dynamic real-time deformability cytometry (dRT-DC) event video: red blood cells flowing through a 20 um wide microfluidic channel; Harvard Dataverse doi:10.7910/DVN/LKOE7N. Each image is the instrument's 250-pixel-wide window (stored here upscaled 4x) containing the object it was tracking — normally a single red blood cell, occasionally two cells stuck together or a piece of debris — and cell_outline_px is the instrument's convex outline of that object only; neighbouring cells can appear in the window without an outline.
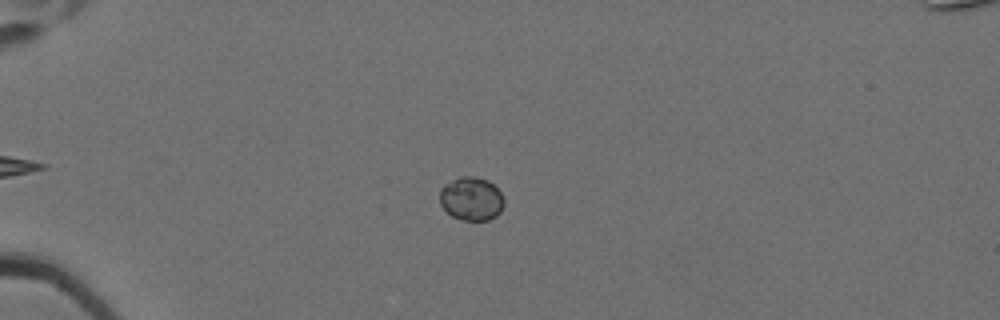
{"species": "Egyptian fruit bat (a non-hibernating species)", "species_latin": "Rousettus aegyptiacus", "temperature_condition": "cold", "stored_images_in_passage": 39, "camera_frame_rate_fps": 3000, "um_per_image_px": 0.085, "animal": {"sex": "female"}, "frame": {"image": 1, "passage_image": 6, "time_ms": 1.667, "image_size_px": [1000, 320], "cell_outline_px": [[504, 204], [500, 212], [496, 216], [488, 220], [460, 220], [452, 216], [440, 204], [440, 188], [444, 184], [460, 176], [476, 176], [488, 180], [500, 192], [504, 200]], "centroid_in_image_um": [40.06, 16.89], "position_along_channel_um": 44.9, "area_um2": 16.36}}
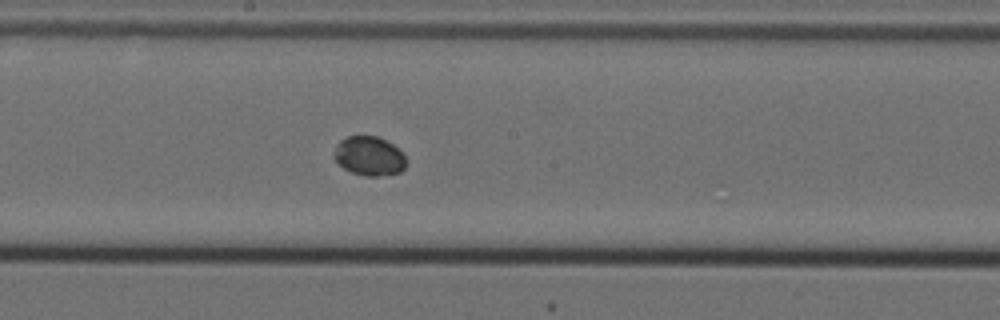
{"frame": {"image": 2, "passage_image": 24, "time_ms": 7.667, "image_size_px": [1000, 320], "cell_outline_px": [[408, 164], [400, 172], [380, 176], [364, 176], [352, 172], [344, 168], [332, 156], [336, 144], [340, 140], [348, 136], [376, 136], [392, 144], [408, 160]], "centroid_in_image_um": [31.37, 13.27], "position_along_channel_um": 216.8, "area_um2": 16.47}}
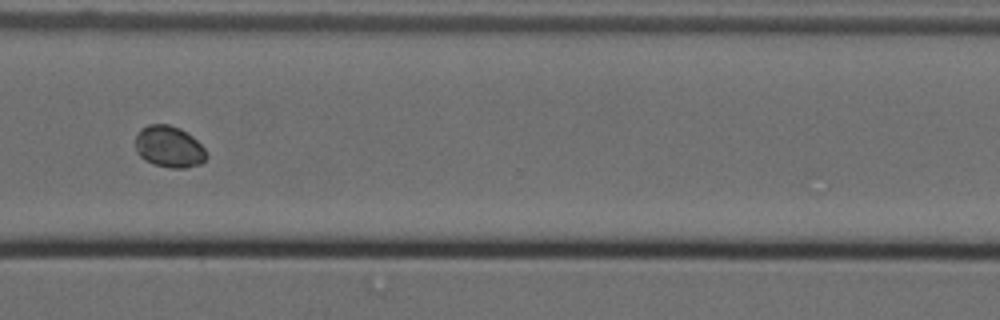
{"frame": {"image": 3, "passage_image": 36, "time_ms": 11.667, "image_size_px": [1000, 320], "cell_outline_px": [[208, 156], [200, 164], [188, 168], [172, 168], [156, 164], [144, 160], [136, 152], [136, 136], [140, 128], [148, 124], [168, 124], [180, 128], [192, 136], [204, 148]], "centroid_in_image_um": [14.37, 12.47], "position_along_channel_um": 356.2, "area_um2": 17.22}, "authors_computed_cell_mechanics": {"area_um2": 16.5308, "velocity_mm_per_s": 3.4898, "shape_relaxation_time_tau1_ms": null, "shape_relaxation_time_tau2_ms": 5.384, "deformation_change_tau1": null, "deformation_change_tau2": 0.0193}}